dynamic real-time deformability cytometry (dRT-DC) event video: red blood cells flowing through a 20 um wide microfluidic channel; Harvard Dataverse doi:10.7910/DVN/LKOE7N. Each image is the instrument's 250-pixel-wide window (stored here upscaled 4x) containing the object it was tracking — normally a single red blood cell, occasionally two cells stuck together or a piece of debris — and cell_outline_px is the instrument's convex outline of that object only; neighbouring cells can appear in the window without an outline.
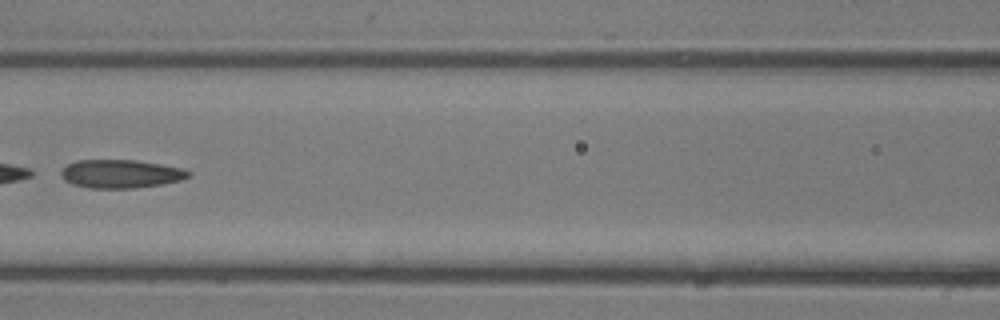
{"species": "common noctule bat (a hibernating species)", "species_latin": "Nyctalus noctula", "temperature_condition": "room temperature", "stored_images_in_passage": 35, "camera_frame_rate_fps": 3000, "um_per_image_px": 0.085, "animal": {"sex": "male", "body_mass_g": 13.3}, "frame": {"image": 1, "passage_image": 16, "time_ms": 5.0, "image_size_px": [1000, 320], "cell_outline_px": [[192, 172], [188, 176], [180, 180], [160, 184], [132, 188], [92, 188], [72, 184], [64, 180], [60, 172], [68, 164], [76, 160], [132, 160], [160, 164], [180, 168]], "centroid_in_image_um": [10.22, 14.77], "position_along_channel_um": 156.4, "area_um2": 20.75}}
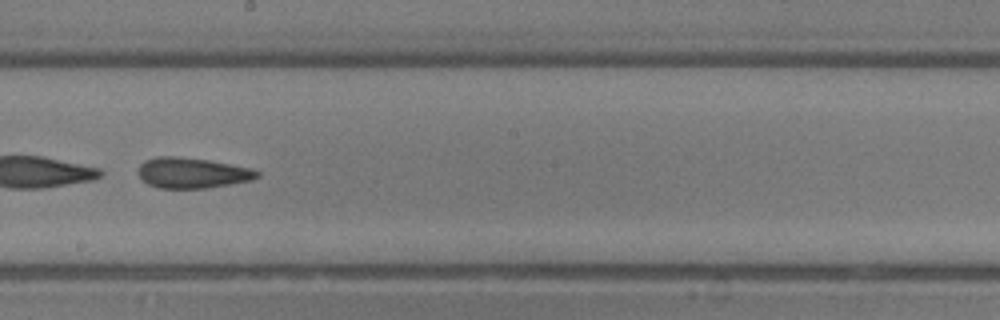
{"frame": {"image": 2, "passage_image": 20, "time_ms": 6.333, "image_size_px": [1000, 320], "cell_outline_px": [[260, 176], [252, 180], [204, 188], [160, 188], [148, 184], [140, 180], [136, 172], [140, 164], [144, 160], [156, 156], [176, 156], [208, 160], [248, 168], [260, 172]], "centroid_in_image_um": [16.25, 14.69], "position_along_channel_um": 232.0, "area_um2": 21.15}}